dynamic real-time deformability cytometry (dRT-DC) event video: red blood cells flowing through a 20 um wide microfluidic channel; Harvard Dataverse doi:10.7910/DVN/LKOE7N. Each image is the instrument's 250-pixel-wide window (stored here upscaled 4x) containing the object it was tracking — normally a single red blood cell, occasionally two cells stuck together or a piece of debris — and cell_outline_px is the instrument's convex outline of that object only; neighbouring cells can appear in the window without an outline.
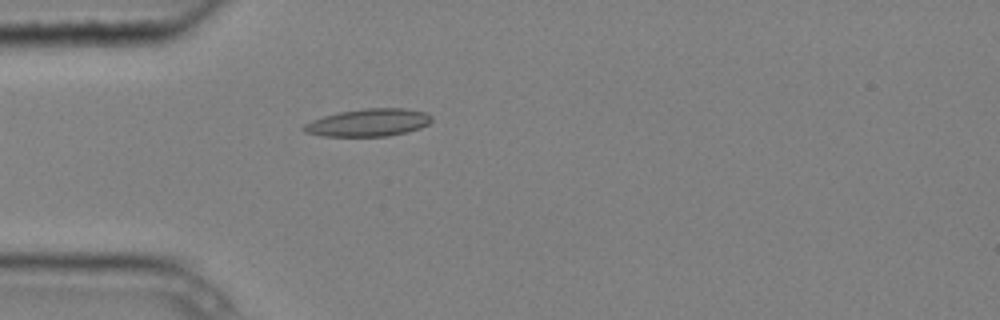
{"species": "common noctule bat (a hibernating species)", "species_latin": "Nyctalus noctula", "temperature_condition": "cold", "stored_images_in_passage": 4, "camera_frame_rate_fps": 3000, "um_per_image_px": 0.085, "animal": {"sex": "male", "body_mass_g": 20.4}, "frame": {"image": 1, "passage_image": 4, "time_ms": 1.0, "image_size_px": [1000, 320], "cell_outline_px": [[432, 120], [428, 124], [420, 128], [408, 132], [388, 136], [320, 136], [304, 132], [300, 128], [304, 124], [312, 120], [324, 116], [340, 112], [364, 108], [404, 108], [428, 112], [432, 116]], "centroid_in_image_um": [31.32, 10.42], "position_along_channel_um": 53.7, "area_um2": 20.75}}